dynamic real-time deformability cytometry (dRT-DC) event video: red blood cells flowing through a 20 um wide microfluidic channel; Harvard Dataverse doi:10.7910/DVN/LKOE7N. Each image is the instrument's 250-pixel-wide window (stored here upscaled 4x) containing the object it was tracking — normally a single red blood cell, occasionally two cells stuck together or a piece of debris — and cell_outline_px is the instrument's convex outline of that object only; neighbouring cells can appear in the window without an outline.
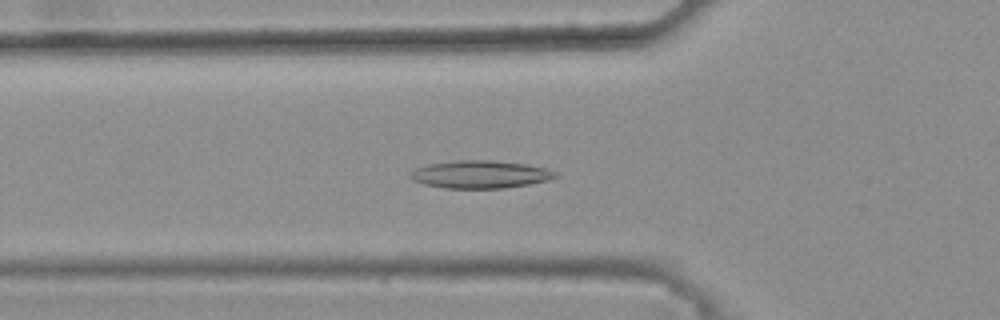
{"species": "common noctule bat (a hibernating species)", "species_latin": "Nyctalus noctula", "temperature_condition": "warm", "stored_images_in_passage": 41, "camera_frame_rate_fps": 3000, "um_per_image_px": 0.085, "animal": {"sex": "female", "body_mass_g": 25.1}, "frame": {"image": 1, "passage_image": 15, "time_ms": 4.667, "image_size_px": [1000, 320], "cell_outline_px": [[560, 176], [548, 180], [528, 184], [504, 188], [444, 188], [424, 184], [412, 180], [408, 176], [416, 168], [428, 164], [460, 160], [492, 160], [524, 164], [544, 168], [556, 172]], "centroid_in_image_um": [40.81, 14.82], "position_along_channel_um": 85.0, "area_um2": 23.29}}
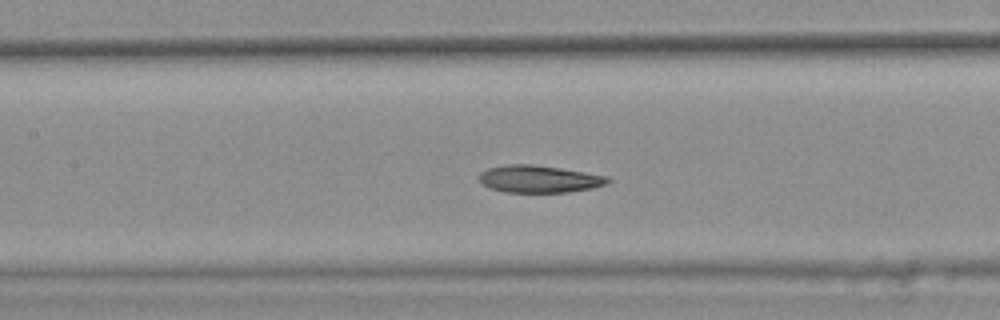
{"frame": {"image": 2, "passage_image": 21, "time_ms": 6.667, "image_size_px": [1000, 320], "cell_outline_px": [[612, 180], [608, 184], [592, 188], [568, 192], [504, 192], [492, 188], [484, 184], [480, 180], [480, 172], [488, 168], [508, 164], [532, 164], [560, 168], [608, 176]], "centroid_in_image_um": [45.87, 15.21], "position_along_channel_um": 161.5, "area_um2": 20.35}}
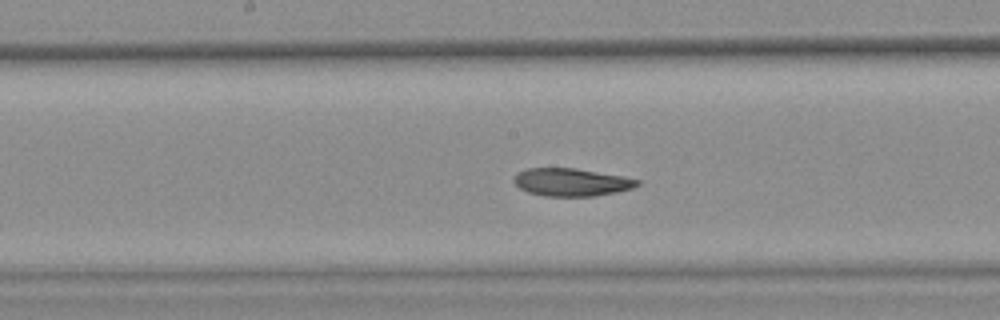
{"frame": {"image": 3, "passage_image": 24, "time_ms": 7.667, "image_size_px": [1000, 320], "cell_outline_px": [[640, 184], [632, 188], [616, 192], [596, 196], [544, 196], [528, 192], [520, 188], [512, 180], [516, 172], [524, 168], [576, 168], [620, 176], [640, 180]], "centroid_in_image_um": [48.52, 15.48], "position_along_channel_um": 199.7, "area_um2": 20.0}, "authors_computed_cell_mechanics": {"area_um2": 21.0392, "velocity_mm_per_s": 3.8123, "shape_relaxation_time_tau1_ms": null, "shape_relaxation_time_tau2_ms": 2.4459, "deformation_change_tau1": null, "deformation_change_tau2": 0.0822}}